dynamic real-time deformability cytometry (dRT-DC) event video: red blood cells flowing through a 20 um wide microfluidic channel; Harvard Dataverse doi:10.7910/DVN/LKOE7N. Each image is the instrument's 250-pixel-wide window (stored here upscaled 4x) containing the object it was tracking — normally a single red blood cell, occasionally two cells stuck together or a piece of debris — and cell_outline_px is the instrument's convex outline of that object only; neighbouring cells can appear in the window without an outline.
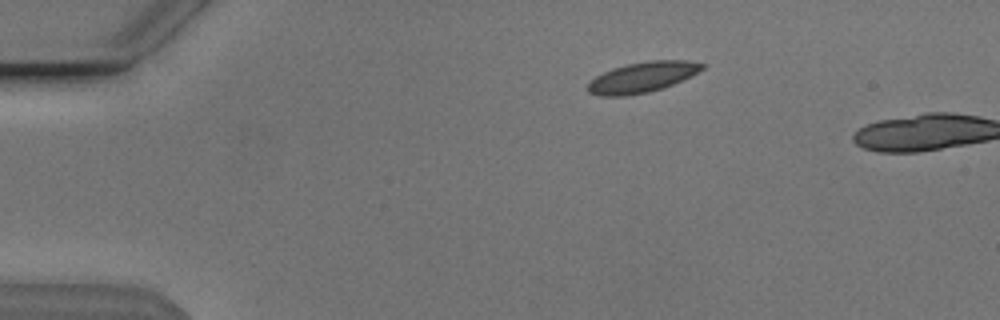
{"species": "Egyptian fruit bat (a non-hibernating species)", "species_latin": "Rousettus aegyptiacus", "temperature_condition": "cold", "stored_images_in_passage": 4, "camera_frame_rate_fps": 3000, "um_per_image_px": 0.085, "animal": {"sex": "male"}, "frame": {"image": 1, "passage_image": 3, "time_ms": 0.667, "image_size_px": [1000, 320], "cell_outline_px": [[708, 64], [704, 68], [672, 84], [648, 92], [624, 96], [600, 96], [588, 92], [588, 80], [612, 68], [628, 64], [648, 60], [688, 60]], "centroid_in_image_um": [54.56, 6.55], "position_along_channel_um": 30.4, "area_um2": 20.11}}